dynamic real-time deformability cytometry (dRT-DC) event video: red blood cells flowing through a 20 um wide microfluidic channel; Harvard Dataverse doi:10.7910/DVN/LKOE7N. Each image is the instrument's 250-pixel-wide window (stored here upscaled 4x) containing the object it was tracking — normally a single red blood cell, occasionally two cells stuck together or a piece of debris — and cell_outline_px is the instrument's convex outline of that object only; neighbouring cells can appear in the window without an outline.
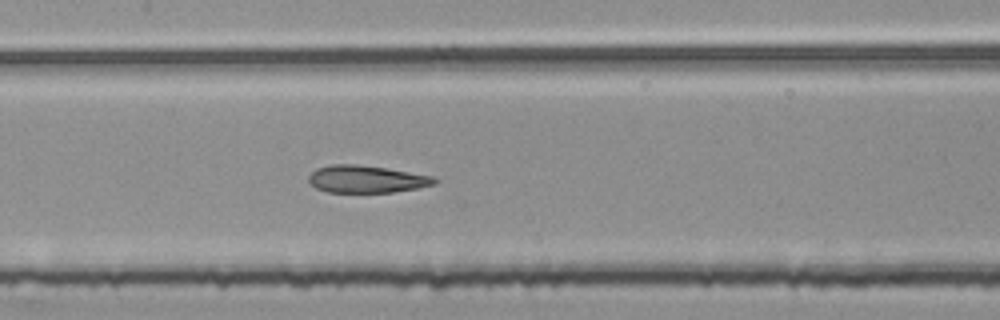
{"species": "common noctule bat (a hibernating species)", "species_latin": "Nyctalus noctula", "temperature_condition": "room temperature", "stored_images_in_passage": 53, "segment_of_instrument_passage": [2, 2], "camera_frame_rate_fps": 3000, "um_per_image_px": 0.085, "animal": {"sex": "female", "body_mass_g": 25.1}, "frame": {"image": 1, "passage_image": 26, "time_ms": 8.333, "image_size_px": [1000, 320], "cell_outline_px": [[440, 180], [436, 184], [420, 188], [392, 192], [328, 192], [316, 188], [308, 180], [308, 176], [316, 168], [332, 164], [356, 164], [384, 168], [432, 176]], "centroid_in_image_um": [31.16, 15.23], "position_along_channel_um": 176.2, "area_um2": 20.0}}
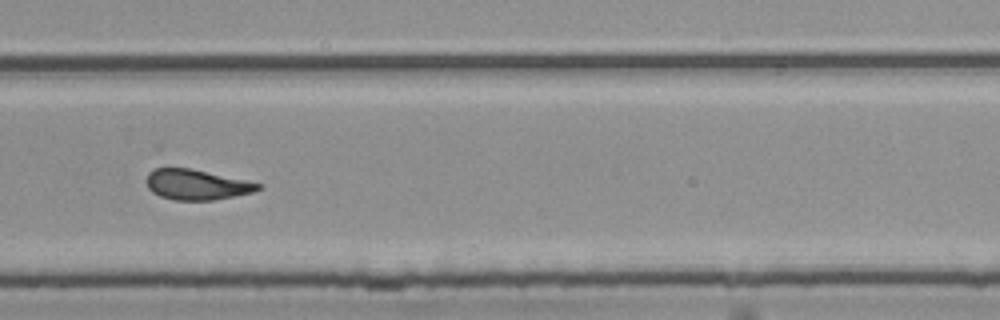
{"frame": {"image": 2, "passage_image": 37, "time_ms": 12.0, "image_size_px": [1000, 320], "cell_outline_px": [[264, 188], [252, 192], [212, 200], [172, 200], [160, 196], [152, 192], [148, 188], [148, 172], [156, 168], [192, 168], [248, 180], [260, 184]], "centroid_in_image_um": [16.73, 15.68], "position_along_channel_um": 313.1, "area_um2": 19.71}}
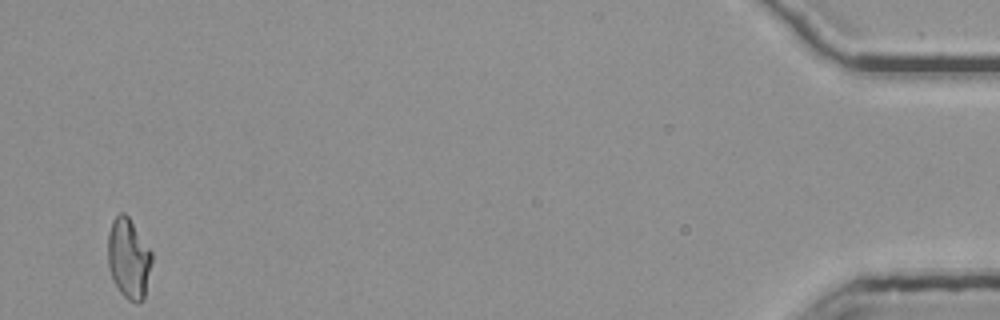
{"frame": {"image": 3, "passage_image": 53, "time_ms": 17.333, "image_size_px": [1000, 320], "cell_outline_px": [[152, 260], [144, 300], [136, 304], [128, 300], [120, 292], [112, 280], [108, 268], [108, 232], [112, 220], [120, 212], [124, 212], [128, 216], [152, 252]], "centroid_in_image_um": [10.92, 21.99], "position_along_channel_um": 424.3, "area_um2": 20.75}}